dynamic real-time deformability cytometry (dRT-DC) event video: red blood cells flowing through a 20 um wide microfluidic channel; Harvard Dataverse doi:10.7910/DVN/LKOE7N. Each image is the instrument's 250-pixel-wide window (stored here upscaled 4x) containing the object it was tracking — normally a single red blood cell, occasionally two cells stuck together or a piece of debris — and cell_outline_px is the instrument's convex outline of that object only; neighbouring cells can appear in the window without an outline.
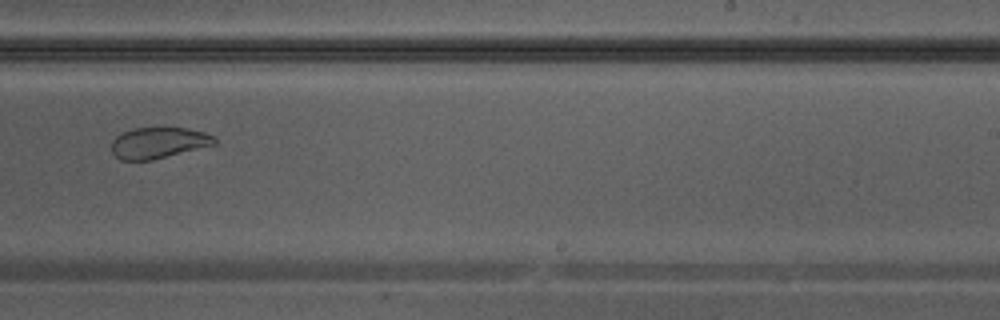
{"species": "Egyptian fruit bat (a non-hibernating species)", "species_latin": "Rousettus aegyptiacus", "temperature_condition": "warm", "stored_images_in_passage": 32, "camera_frame_rate_fps": 3000, "um_per_image_px": 0.085, "animal": {"sex": "male"}, "frame": {"image": 1, "passage_image": 22, "time_ms": 7.0, "image_size_px": [1000, 320], "cell_outline_px": [[216, 144], [152, 160], [120, 160], [112, 152], [112, 140], [116, 136], [132, 128], [188, 128], [204, 132], [212, 136], [216, 140]], "centroid_in_image_um": [13.45, 12.14], "position_along_channel_um": 275.5, "area_um2": 18.5}}
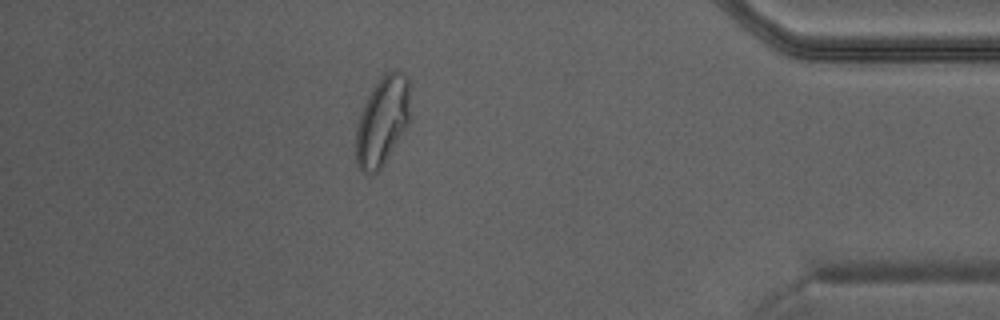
{"frame": {"image": 2, "passage_image": 32, "time_ms": 10.333, "image_size_px": [1000, 320], "cell_outline_px": [[408, 124], [388, 156], [380, 168], [372, 176], [364, 172], [356, 164], [356, 128], [364, 104], [372, 88], [392, 68], [408, 76]], "centroid_in_image_um": [32.47, 10.3], "position_along_channel_um": 402.7, "area_um2": 27.46}}